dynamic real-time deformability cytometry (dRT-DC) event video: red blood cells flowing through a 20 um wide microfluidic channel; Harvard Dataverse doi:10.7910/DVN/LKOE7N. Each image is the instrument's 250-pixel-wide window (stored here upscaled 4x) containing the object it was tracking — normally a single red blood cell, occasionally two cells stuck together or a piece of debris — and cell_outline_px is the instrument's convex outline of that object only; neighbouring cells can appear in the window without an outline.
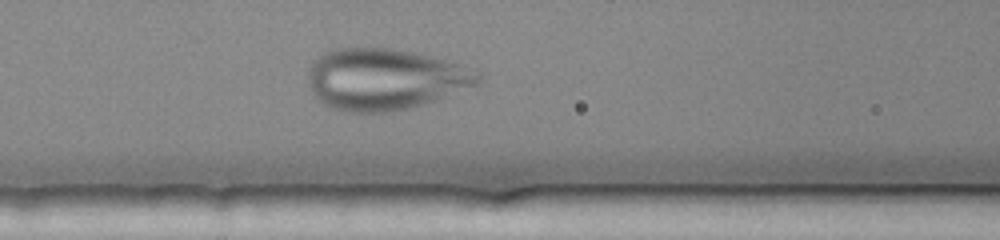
{"species": "human", "species_latin": "Homo sapiens", "temperature_condition": "warm", "stored_images_in_passage": 44, "camera_frame_rate_fps": 3000, "um_per_image_px": 0.085, "donor": {"sex": "female"}, "frame": {"image": 1, "passage_image": 19, "time_ms": 6.0, "image_size_px": [1000, 240], "cell_outline_px": [[484, 76], [476, 84], [440, 100], [408, 108], [388, 112], [348, 112], [332, 108], [316, 100], [312, 92], [308, 80], [308, 68], [324, 52], [336, 48], [392, 48], [416, 52], [436, 56], [452, 60], [476, 68], [484, 72]], "centroid_in_image_um": [32.8, 6.72], "position_along_channel_um": 133.8, "area_um2": 61.85}}
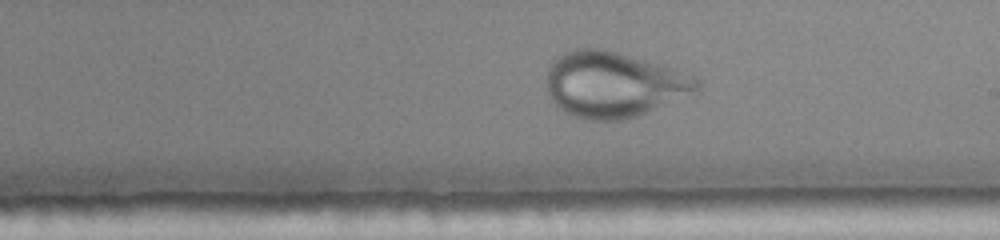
{"frame": {"image": 2, "passage_image": 26, "time_ms": 8.333, "image_size_px": [1000, 240], "cell_outline_px": [[700, 92], [628, 120], [584, 120], [572, 116], [564, 112], [548, 96], [548, 68], [552, 60], [564, 52], [576, 48], [600, 48], [616, 52], [700, 76]], "centroid_in_image_um": [52.22, 7.2], "position_along_channel_um": 236.8, "area_um2": 58.15}}
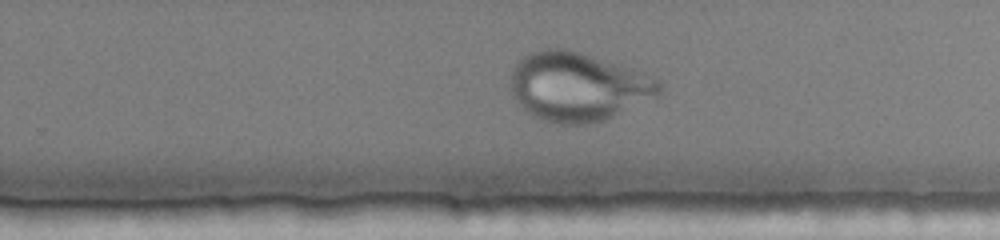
{"frame": {"image": 3, "passage_image": 29, "time_ms": 9.333, "image_size_px": [1000, 240], "cell_outline_px": [[664, 84], [660, 96], [604, 120], [592, 124], [560, 124], [544, 120], [532, 116], [512, 96], [508, 80], [512, 68], [524, 56], [532, 52], [548, 48], [564, 48], [580, 52], [636, 68], [660, 80]], "centroid_in_image_um": [49.17, 7.36], "position_along_channel_um": 280.6, "area_um2": 60.52}}